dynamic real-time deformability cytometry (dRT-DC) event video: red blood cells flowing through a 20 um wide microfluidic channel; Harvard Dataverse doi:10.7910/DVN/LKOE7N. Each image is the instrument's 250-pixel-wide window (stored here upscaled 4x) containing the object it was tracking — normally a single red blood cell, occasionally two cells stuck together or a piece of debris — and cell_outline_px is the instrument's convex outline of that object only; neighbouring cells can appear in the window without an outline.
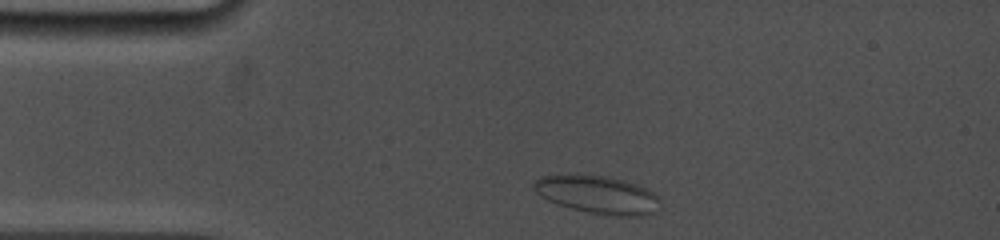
{"species": "common noctule bat (a hibernating species)", "species_latin": "Nyctalus noctula", "temperature_condition": "cold", "stored_images_in_passage": 7, "camera_frame_rate_fps": 5000, "um_per_image_px": 0.085, "animal": {"sex": "female", "body_mass_g": 19.0, "forearm_length_mm": 53.3}, "frame": {"image": 1, "passage_image": 1, "time_ms": 0.0, "image_size_px": [1000, 240], "cell_outline_px": [[660, 212], [644, 216], [616, 216], [588, 212], [572, 208], [548, 200], [540, 196], [532, 188], [532, 184], [540, 176], [572, 172], [608, 176], [624, 180], [648, 188], [660, 196]], "centroid_in_image_um": [50.84, 16.52], "position_along_channel_um": 34.2, "area_um2": 28.9}}
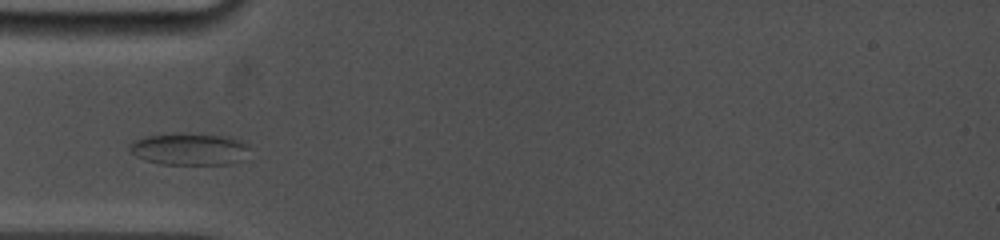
{"frame": {"image": 2, "passage_image": 5, "time_ms": 1.8, "image_size_px": [1000, 240], "cell_outline_px": [[248, 148], [240, 160], [228, 164], [160, 164], [144, 160], [136, 156], [128, 148], [136, 140], [144, 136], [172, 132], [176, 132], [228, 136], [240, 140], [248, 144]], "centroid_in_image_um": [16.06, 12.65], "position_along_channel_um": 68.9, "area_um2": 22.43}}
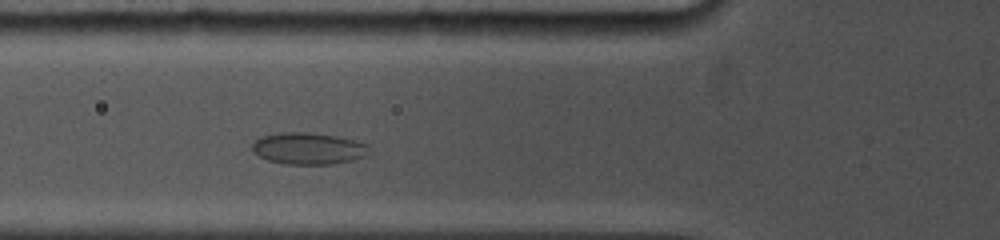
{"frame": {"image": 3, "passage_image": 7, "time_ms": 2.6, "image_size_px": [1000, 240], "cell_outline_px": [[368, 152], [364, 156], [352, 160], [332, 164], [284, 164], [268, 160], [252, 152], [252, 144], [260, 136], [280, 132], [308, 132], [336, 136], [368, 144]], "centroid_in_image_um": [26.16, 12.61], "position_along_channel_um": 99.6, "area_um2": 21.56}}